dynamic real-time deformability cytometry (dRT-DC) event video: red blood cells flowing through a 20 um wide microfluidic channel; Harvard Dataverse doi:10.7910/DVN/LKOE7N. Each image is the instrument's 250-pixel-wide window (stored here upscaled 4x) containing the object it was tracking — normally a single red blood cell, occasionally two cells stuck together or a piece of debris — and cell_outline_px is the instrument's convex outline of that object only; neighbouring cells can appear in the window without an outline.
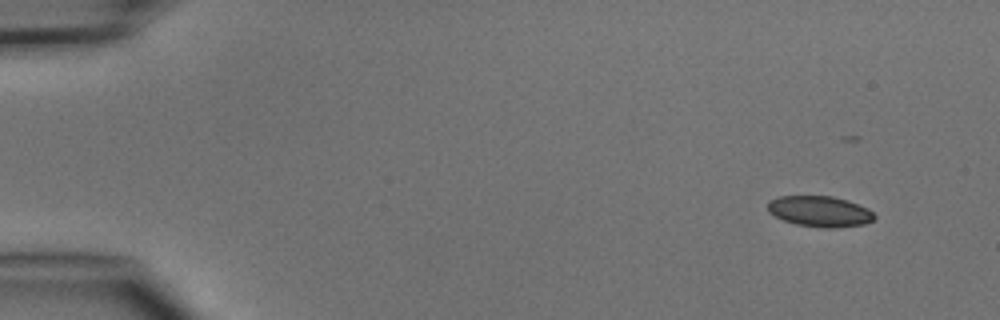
{"species": "common noctule bat (a hibernating species)", "species_latin": "Nyctalus noctula", "temperature_condition": "cold", "stored_images_in_passage": 4, "camera_frame_rate_fps": 3000, "um_per_image_px": 0.085, "animal": {"sex": "male", "body_mass_g": 15.6}, "frame": {"image": 1, "passage_image": 1, "time_ms": 0.0, "image_size_px": [1000, 320], "cell_outline_px": [[876, 216], [872, 220], [864, 224], [836, 228], [824, 228], [796, 224], [784, 220], [768, 212], [768, 200], [776, 196], [832, 196], [848, 200], [868, 208]], "centroid_in_image_um": [69.67, 17.96], "position_along_channel_um": 15.3, "area_um2": 19.19}}
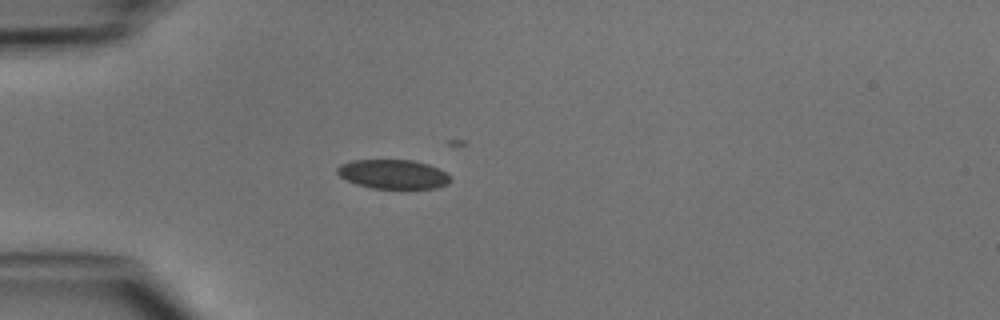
{"frame": {"image": 2, "passage_image": 4, "time_ms": 3.333, "image_size_px": [1000, 320], "cell_outline_px": [[452, 180], [448, 184], [436, 188], [372, 188], [356, 184], [340, 176], [336, 172], [336, 168], [340, 164], [352, 160], [412, 160], [428, 164], [440, 168], [448, 172], [452, 176]], "centroid_in_image_um": [33.47, 14.8], "position_along_channel_um": 51.5, "area_um2": 19.48}}